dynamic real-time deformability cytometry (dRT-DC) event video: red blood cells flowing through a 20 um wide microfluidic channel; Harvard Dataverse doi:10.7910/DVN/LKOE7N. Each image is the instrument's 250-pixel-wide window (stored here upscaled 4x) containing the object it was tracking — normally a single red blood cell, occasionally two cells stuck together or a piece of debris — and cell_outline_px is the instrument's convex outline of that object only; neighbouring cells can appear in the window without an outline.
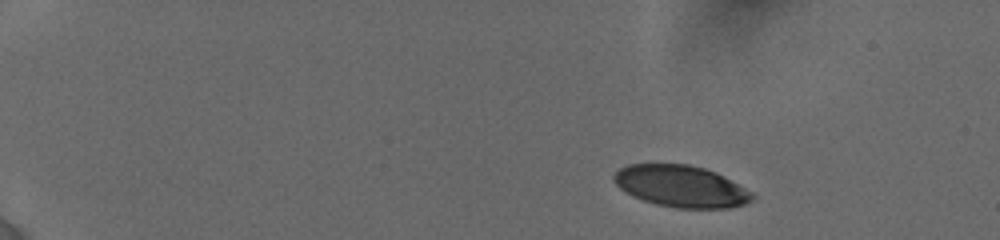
{"species": "human", "species_latin": "Homo sapiens", "temperature_condition": "cold", "stored_images_in_passage": 10, "camera_frame_rate_fps": 3000, "um_per_image_px": 0.085, "donor": {"sex": "female"}, "frame": {"image": 1, "passage_image": 3, "time_ms": 2.0, "image_size_px": [1000, 240], "cell_outline_px": [[756, 196], [752, 200], [744, 204], [728, 208], [676, 208], [656, 204], [632, 196], [620, 188], [612, 180], [612, 176], [620, 168], [628, 164], [688, 164], [704, 168], [716, 172], [724, 176], [752, 192]], "centroid_in_image_um": [57.88, 15.83], "position_along_channel_um": 27.1, "area_um2": 33.64}}
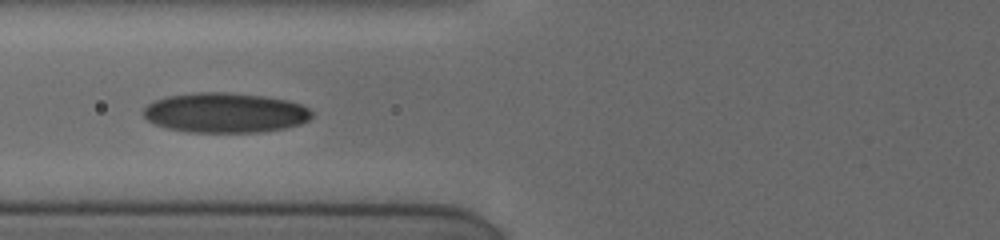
{"frame": {"image": 2, "passage_image": 8, "time_ms": 7.333, "image_size_px": [1000, 240], "cell_outline_px": [[312, 116], [308, 120], [300, 124], [284, 128], [260, 132], [188, 132], [168, 128], [156, 124], [148, 120], [140, 112], [148, 104], [156, 100], [168, 96], [196, 92], [228, 92], [260, 96], [288, 100], [300, 104], [308, 108], [312, 112]], "centroid_in_image_um": [19.12, 9.58], "position_along_channel_um": 106.7, "area_um2": 39.07}}
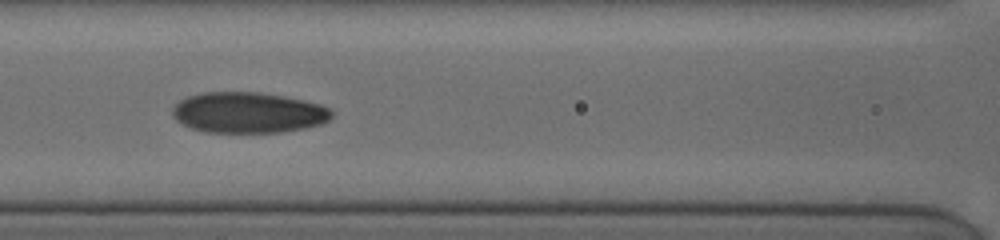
{"frame": {"image": 3, "passage_image": 9, "time_ms": 8.333, "image_size_px": [1000, 240], "cell_outline_px": [[332, 116], [328, 120], [320, 124], [304, 128], [280, 132], [204, 132], [192, 128], [176, 120], [172, 116], [172, 108], [180, 100], [188, 96], [204, 92], [260, 92], [284, 96], [304, 100], [320, 104], [328, 108], [332, 112]], "centroid_in_image_um": [21.08, 9.56], "position_along_channel_um": 145.5, "area_um2": 37.74}}